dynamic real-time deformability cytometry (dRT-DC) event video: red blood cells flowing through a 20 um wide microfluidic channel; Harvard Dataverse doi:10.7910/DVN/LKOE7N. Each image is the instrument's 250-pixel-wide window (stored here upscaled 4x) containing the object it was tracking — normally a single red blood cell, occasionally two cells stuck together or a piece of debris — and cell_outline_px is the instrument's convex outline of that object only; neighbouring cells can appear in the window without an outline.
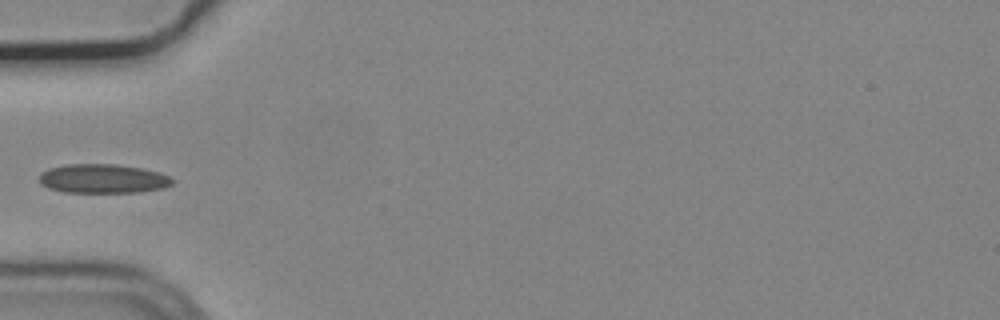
{"species": "common noctule bat (a hibernating species)", "species_latin": "Nyctalus noctula", "temperature_condition": "cold", "stored_images_in_passage": 37, "camera_frame_rate_fps": 3000, "um_per_image_px": 0.085, "animal": {"sex": "male", "body_mass_g": 19.2, "forearm_length_mm": 51.8}, "frame": {"image": 1, "passage_image": 1, "time_ms": 0.0, "image_size_px": [1000, 320], "cell_outline_px": [[172, 184], [164, 188], [140, 192], [64, 192], [48, 188], [40, 184], [40, 176], [48, 168], [68, 164], [116, 164], [144, 168], [168, 176], [172, 180]], "centroid_in_image_um": [8.74, 15.19], "position_along_channel_um": 76.3, "area_um2": 22.48}}
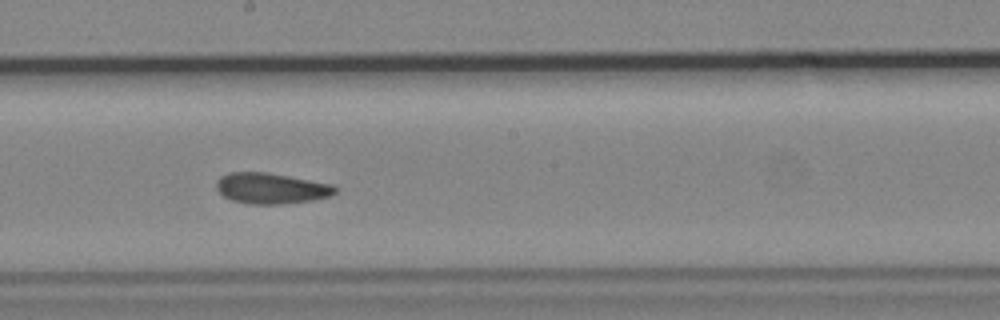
{"frame": {"image": 2, "passage_image": 13, "time_ms": 4.0, "image_size_px": [1000, 320], "cell_outline_px": [[340, 188], [336, 192], [328, 196], [312, 200], [280, 204], [252, 204], [232, 200], [224, 196], [216, 188], [216, 180], [220, 176], [228, 172], [268, 172], [332, 184]], "centroid_in_image_um": [23.04, 15.99], "position_along_channel_um": 225.2, "area_um2": 21.33}}
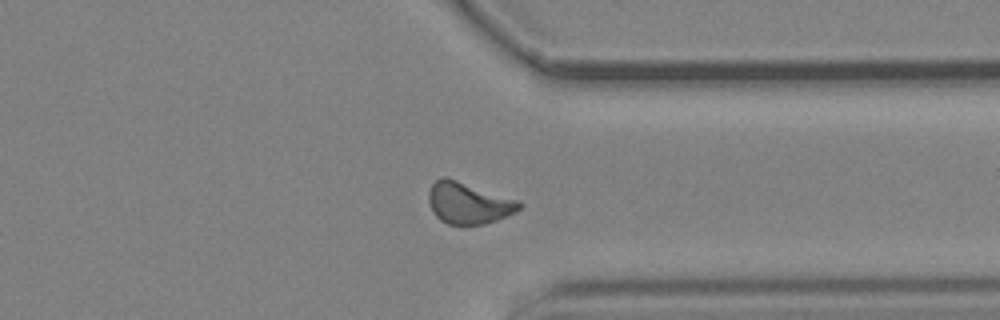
{"frame": {"image": 3, "passage_image": 25, "time_ms": 8.0, "image_size_px": [1000, 320], "cell_outline_px": [[524, 204], [516, 212], [496, 220], [484, 224], [464, 228], [448, 224], [440, 220], [436, 216], [428, 200], [428, 192], [432, 184], [440, 176], [444, 176], [520, 200]], "centroid_in_image_um": [39.83, 17.29], "position_along_channel_um": 371.6, "area_um2": 22.43}}